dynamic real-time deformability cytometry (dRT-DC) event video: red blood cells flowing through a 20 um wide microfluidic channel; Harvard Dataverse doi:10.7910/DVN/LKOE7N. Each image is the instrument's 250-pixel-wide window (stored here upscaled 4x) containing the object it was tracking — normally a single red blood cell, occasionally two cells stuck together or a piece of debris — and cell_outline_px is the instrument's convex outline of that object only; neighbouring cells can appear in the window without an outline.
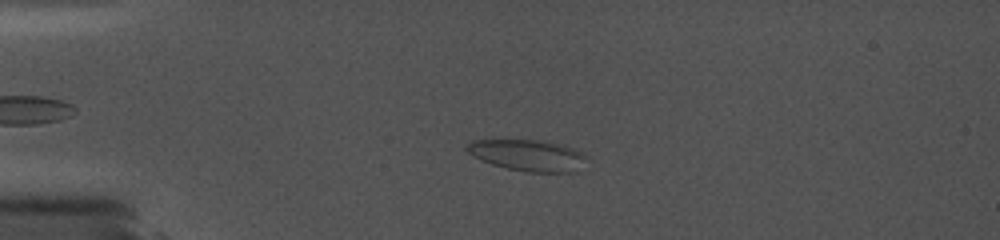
{"species": "common noctule bat (a hibernating species)", "species_latin": "Nyctalus noctula", "temperature_condition": "cold", "stored_images_in_passage": 38, "camera_frame_rate_fps": 5000, "um_per_image_px": 0.085, "animal": {"sex": "female", "body_mass_g": 19.0, "forearm_length_mm": 56.7}, "frame": {"image": 1, "passage_image": 11, "time_ms": 3.8, "image_size_px": [1000, 240], "cell_outline_px": [[588, 156], [572, 172], [528, 172], [508, 168], [492, 164], [480, 160], [472, 156], [464, 148], [472, 140], [544, 140], [564, 144], [576, 148], [584, 152]], "centroid_in_image_um": [44.86, 13.17], "position_along_channel_um": 40.1, "area_um2": 21.91}}
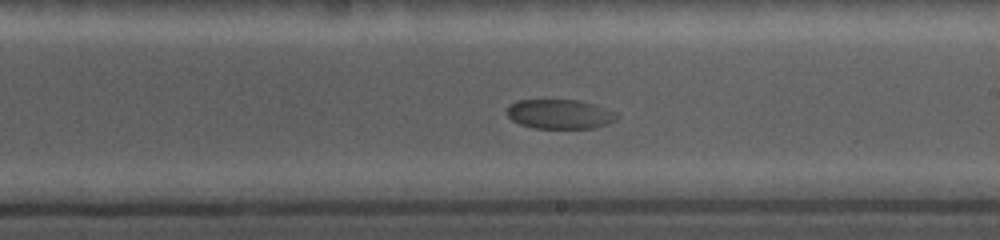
{"frame": {"image": 2, "passage_image": 24, "time_ms": 10.6, "image_size_px": [1000, 240], "cell_outline_px": [[620, 116], [616, 120], [608, 124], [592, 128], [532, 128], [520, 124], [512, 120], [508, 116], [508, 104], [516, 100], [580, 100], [616, 112]], "centroid_in_image_um": [47.58, 9.7], "position_along_channel_um": 241.4, "area_um2": 18.9}}
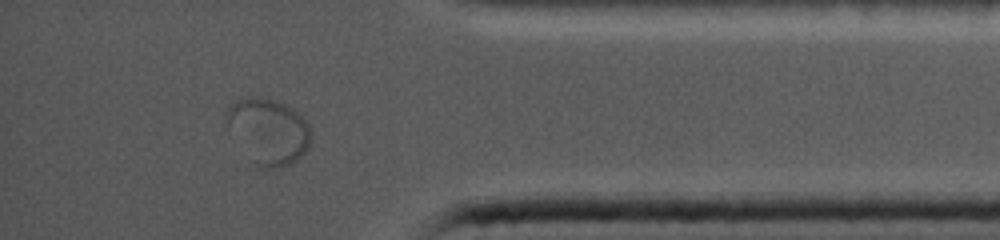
{"frame": {"image": 3, "passage_image": 35, "time_ms": 15.6, "image_size_px": [1000, 240], "cell_outline_px": [[312, 140], [308, 148], [296, 160], [288, 164], [272, 168], [264, 168], [256, 164], [252, 160], [228, 124], [228, 108], [236, 100], [256, 96], [272, 100], [284, 104], [292, 108], [308, 124]], "centroid_in_image_um": [22.87, 11.14], "position_along_channel_um": 412.3, "area_um2": 30.98}}